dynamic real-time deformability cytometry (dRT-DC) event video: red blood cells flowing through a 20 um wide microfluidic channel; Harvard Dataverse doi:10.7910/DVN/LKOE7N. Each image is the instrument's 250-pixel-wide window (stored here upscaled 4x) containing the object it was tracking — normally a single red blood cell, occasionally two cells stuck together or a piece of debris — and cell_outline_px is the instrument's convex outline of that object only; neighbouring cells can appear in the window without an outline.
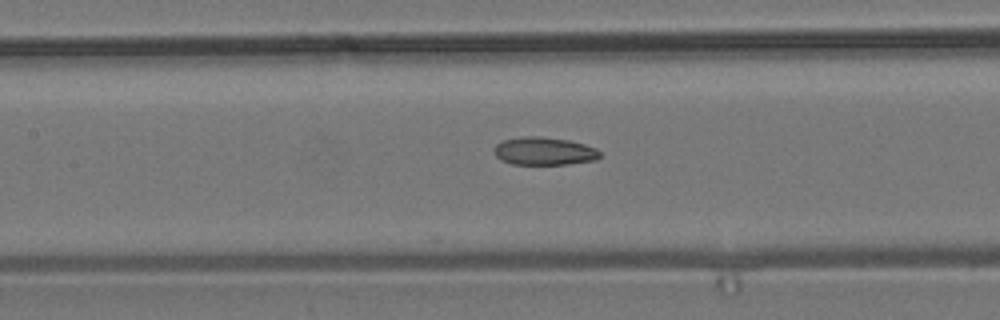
{"species": "common noctule bat (a hibernating species)", "species_latin": "Nyctalus noctula", "temperature_condition": "room temperature", "stored_images_in_passage": 5, "camera_frame_rate_fps": 3000, "um_per_image_px": 0.085, "animal": {"sex": "male", "body_mass_g": 19.2, "forearm_length_mm": 51.8}, "frame": {"image": 1, "passage_image": 5, "time_ms": 6.333, "image_size_px": [1000, 320], "cell_outline_px": [[600, 156], [596, 160], [568, 164], [512, 164], [500, 160], [496, 156], [496, 144], [504, 140], [524, 136], [540, 136], [568, 140], [584, 144], [596, 148], [600, 152]], "centroid_in_image_um": [46.27, 12.85], "position_along_channel_um": 161.1, "area_um2": 17.11}}